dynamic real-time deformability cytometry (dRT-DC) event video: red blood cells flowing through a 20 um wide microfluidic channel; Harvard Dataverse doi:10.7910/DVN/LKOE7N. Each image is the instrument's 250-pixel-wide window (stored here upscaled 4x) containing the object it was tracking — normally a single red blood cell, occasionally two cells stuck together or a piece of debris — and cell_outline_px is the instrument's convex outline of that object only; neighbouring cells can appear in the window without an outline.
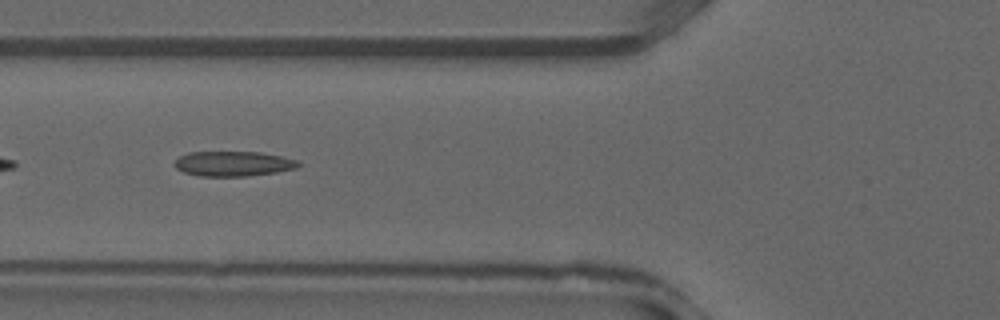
{"species": "common noctule bat (a hibernating species)", "species_latin": "Nyctalus noctula", "temperature_condition": "warm", "stored_images_in_passage": 36, "camera_frame_rate_fps": 3000, "um_per_image_px": 0.085, "animal": {"sex": "male", "forearm_length_mm": 52.5}, "frame": {"image": 1, "passage_image": 13, "time_ms": 4.0, "image_size_px": [1000, 320], "cell_outline_px": [[304, 164], [296, 168], [276, 172], [248, 176], [200, 176], [184, 172], [176, 168], [172, 164], [180, 156], [188, 152], [260, 152], [280, 156], [296, 160]], "centroid_in_image_um": [19.82, 13.91], "position_along_channel_um": 106.0, "area_um2": 18.03}}
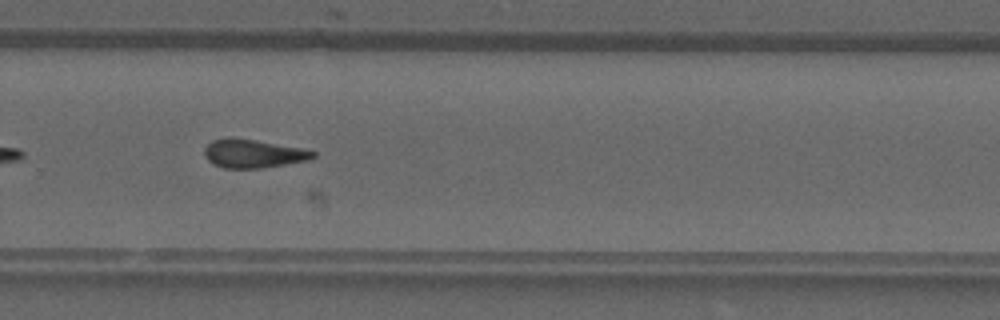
{"frame": {"image": 2, "passage_image": 24, "time_ms": 7.667, "image_size_px": [1000, 320], "cell_outline_px": [[316, 156], [308, 160], [260, 168], [224, 168], [212, 164], [204, 156], [204, 148], [212, 140], [228, 136], [256, 140], [300, 148], [316, 152]], "centroid_in_image_um": [21.46, 13.04], "position_along_channel_um": 308.3, "area_um2": 18.03}}
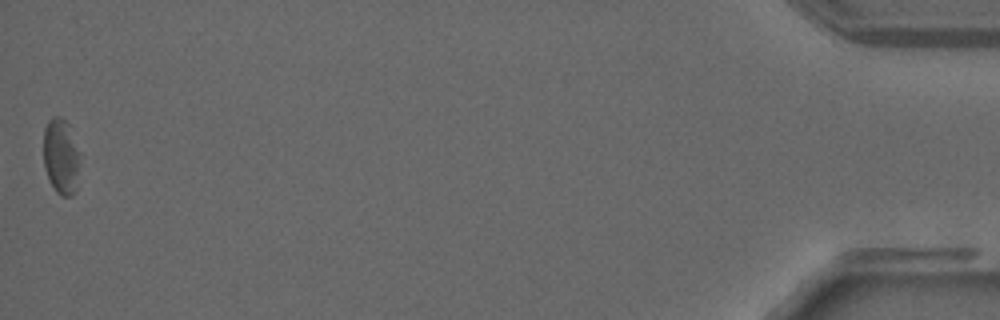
{"frame": {"image": 3, "passage_image": 36, "time_ms": 11.667, "image_size_px": [1000, 320], "cell_outline_px": [[80, 156], [76, 192], [72, 196], [60, 196], [56, 192], [44, 168], [44, 128], [48, 120], [52, 116], [60, 116], [68, 124], [80, 152]], "centroid_in_image_um": [5.2, 13.3], "position_along_channel_um": 430.0, "area_um2": 16.24}}